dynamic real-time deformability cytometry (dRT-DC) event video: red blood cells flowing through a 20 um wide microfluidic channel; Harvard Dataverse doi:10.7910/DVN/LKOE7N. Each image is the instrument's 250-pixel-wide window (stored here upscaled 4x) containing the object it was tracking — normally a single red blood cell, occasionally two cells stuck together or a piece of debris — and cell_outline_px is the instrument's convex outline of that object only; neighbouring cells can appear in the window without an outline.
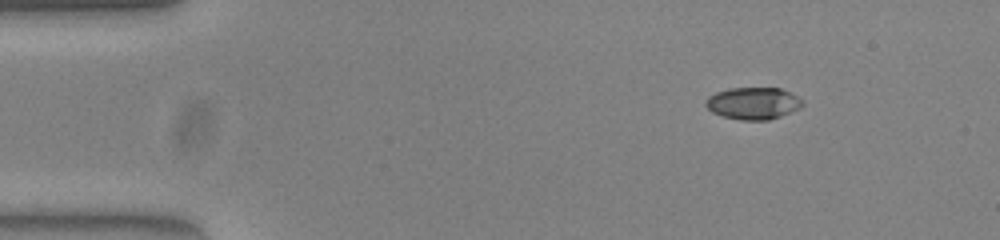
{"species": "common noctule bat (a hibernating species)", "species_latin": "Nyctalus noctula", "temperature_condition": "warm", "stored_images_in_passage": 20, "camera_frame_rate_fps": 3000, "um_per_image_px": 0.085, "animal": {"sex": "female", "body_mass_g": 23.0, "forearm_length_mm": 53.4}, "frame": {"image": 1, "passage_image": 1, "time_ms": 0.0, "image_size_px": [1000, 240], "cell_outline_px": [[804, 104], [780, 116], [768, 120], [740, 120], [724, 116], [712, 112], [704, 104], [708, 96], [716, 92], [728, 88], [780, 88], [804, 100]], "centroid_in_image_um": [63.98, 8.77], "position_along_channel_um": 21.0, "area_um2": 17.86}}
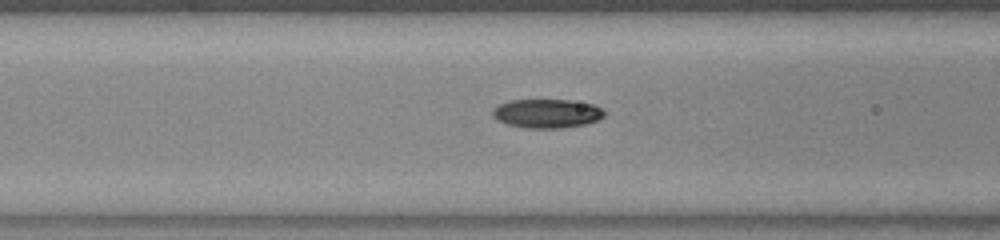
{"frame": {"image": 2, "passage_image": 15, "time_ms": 4.667, "image_size_px": [1000, 240], "cell_outline_px": [[604, 116], [596, 120], [584, 124], [560, 128], [524, 128], [508, 124], [496, 120], [492, 116], [492, 108], [500, 104], [512, 100], [568, 100], [592, 104], [600, 108], [604, 112]], "centroid_in_image_um": [46.43, 9.65], "position_along_channel_um": 120.2, "area_um2": 18.67}}
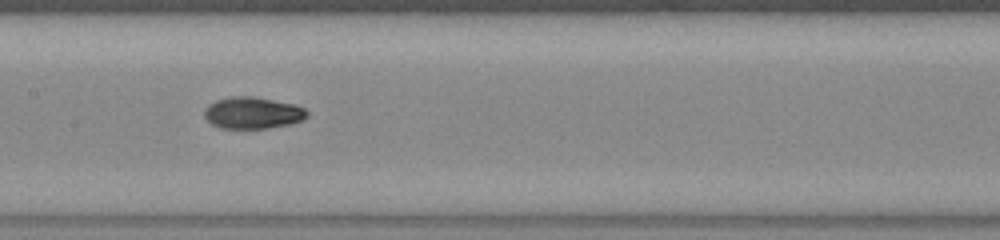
{"frame": {"image": 3, "passage_image": 20, "time_ms": 6.333, "image_size_px": [1000, 240], "cell_outline_px": [[308, 116], [300, 120], [288, 124], [264, 128], [220, 128], [212, 124], [204, 116], [204, 108], [208, 104], [216, 100], [232, 96], [252, 96], [296, 104], [304, 108], [308, 112]], "centroid_in_image_um": [21.45, 9.58], "position_along_channel_um": 186.0, "area_um2": 18.9}}